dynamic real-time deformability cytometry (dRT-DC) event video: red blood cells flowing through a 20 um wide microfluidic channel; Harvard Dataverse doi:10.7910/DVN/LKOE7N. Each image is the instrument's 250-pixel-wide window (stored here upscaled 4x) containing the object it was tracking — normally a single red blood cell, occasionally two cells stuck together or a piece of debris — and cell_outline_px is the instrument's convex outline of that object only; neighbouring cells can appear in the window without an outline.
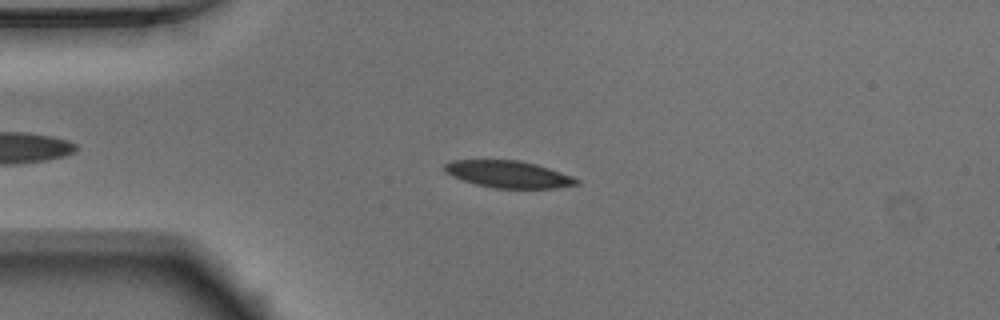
{"species": "Egyptian fruit bat (a non-hibernating species)", "species_latin": "Rousettus aegyptiacus", "temperature_condition": "warm", "stored_images_in_passage": 42, "camera_frame_rate_fps": 3000, "um_per_image_px": 0.085, "animal": {"sex": "male"}, "frame": {"image": 1, "passage_image": 12, "time_ms": 3.667, "image_size_px": [1000, 320], "cell_outline_px": [[580, 184], [556, 188], [496, 188], [476, 184], [452, 176], [444, 172], [444, 164], [452, 160], [520, 160], [536, 164], [572, 176], [580, 180]], "centroid_in_image_um": [43.22, 14.81], "position_along_channel_um": 41.8, "area_um2": 20.69}}
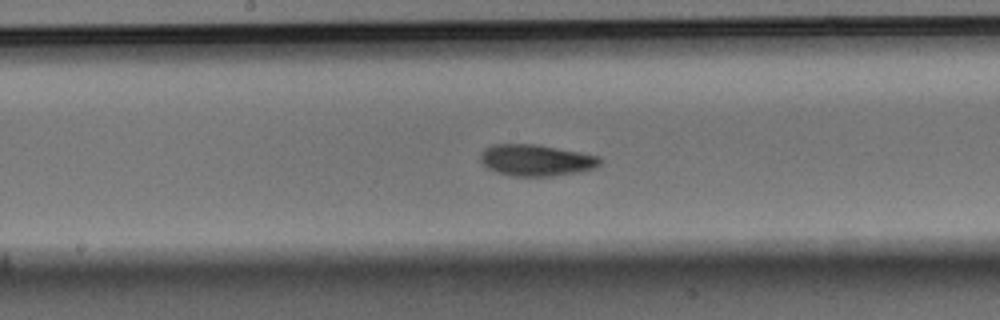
{"frame": {"image": 2, "passage_image": 26, "time_ms": 8.333, "image_size_px": [1000, 320], "cell_outline_px": [[600, 164], [592, 168], [576, 172], [552, 176], [512, 176], [496, 172], [488, 168], [480, 160], [480, 152], [484, 148], [492, 144], [536, 144], [580, 152], [600, 156]], "centroid_in_image_um": [45.52, 13.61], "position_along_channel_um": 202.7, "area_um2": 21.85}}
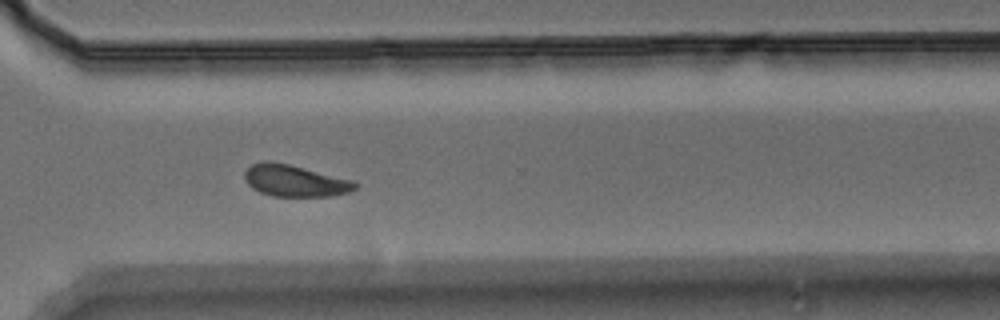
{"frame": {"image": 3, "passage_image": 37, "time_ms": 12.0, "image_size_px": [1000, 320], "cell_outline_px": [[360, 184], [352, 192], [332, 196], [272, 196], [260, 192], [252, 188], [244, 180], [244, 172], [252, 164], [264, 160], [288, 164], [356, 180]], "centroid_in_image_um": [25.12, 15.37], "position_along_channel_um": 345.5, "area_um2": 20.69}, "authors_computed_cell_mechanics": {"area_um2": 21.3571, "velocity_mm_per_s": 3.9077, "shape_relaxation_time_tau1_ms": 2.4324, "shape_relaxation_time_tau2_ms": 3.6619, "deformation_change_tau1": 0.1033, "deformation_change_tau2": 0.0794}}